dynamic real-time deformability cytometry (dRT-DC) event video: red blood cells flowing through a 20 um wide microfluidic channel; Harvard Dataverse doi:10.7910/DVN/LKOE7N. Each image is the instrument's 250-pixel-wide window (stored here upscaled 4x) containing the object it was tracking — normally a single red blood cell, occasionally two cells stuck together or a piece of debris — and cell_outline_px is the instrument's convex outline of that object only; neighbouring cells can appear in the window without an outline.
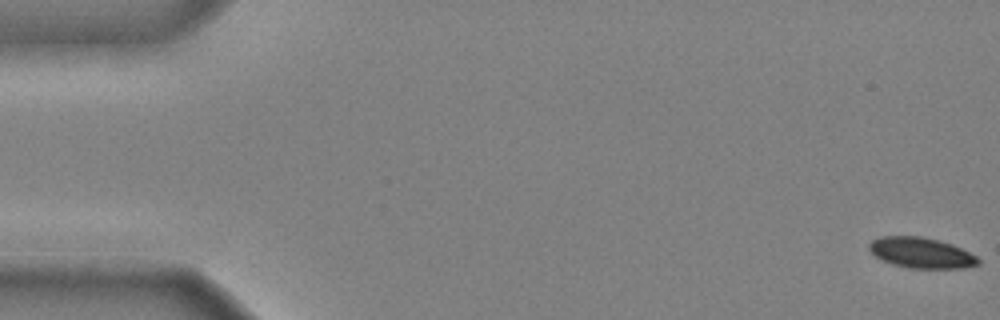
{"species": "common noctule bat (a hibernating species)", "species_latin": "Nyctalus noctula", "temperature_condition": "cold", "stored_images_in_passage": 49, "camera_frame_rate_fps": 3000, "um_per_image_px": 0.085, "animal": {"sex": "male", "body_mass_g": 20.4}, "frame": {"image": 1, "passage_image": 1, "time_ms": 0.0, "image_size_px": [1000, 320], "cell_outline_px": [[980, 264], [964, 268], [908, 268], [892, 264], [876, 256], [868, 248], [868, 244], [872, 240], [880, 236], [920, 236], [952, 244], [976, 256], [980, 260]], "centroid_in_image_um": [78.3, 21.49], "position_along_channel_um": 6.7, "area_um2": 19.31}}
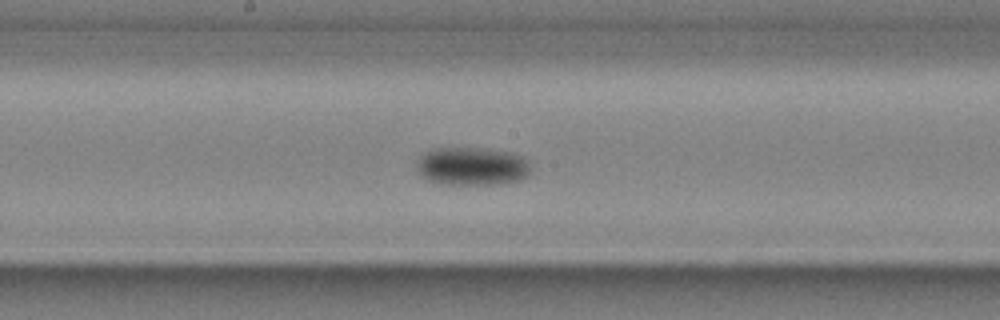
{"frame": {"image": 2, "passage_image": 27, "time_ms": 8.667, "image_size_px": [1000, 320], "cell_outline_px": [[532, 172], [528, 176], [520, 180], [500, 184], [444, 184], [428, 180], [416, 168], [416, 160], [424, 152], [432, 148], [488, 148], [512, 152], [524, 156], [528, 160]], "centroid_in_image_um": [40.17, 14.12], "position_along_channel_um": 208.0, "area_um2": 25.89}}
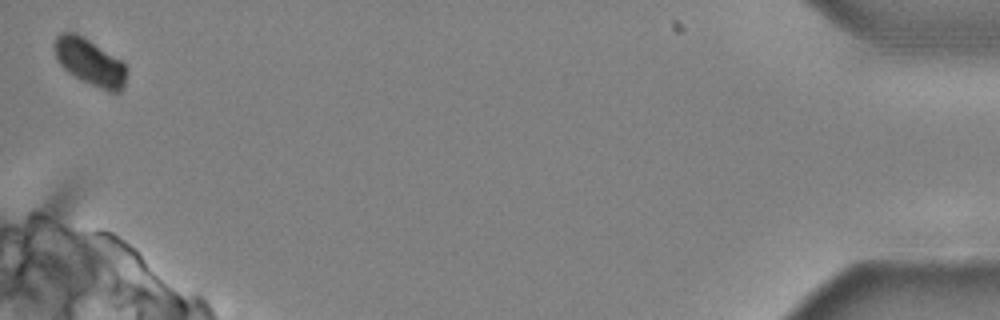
{"frame": {"image": 3, "passage_image": 49, "time_ms": 16.0, "image_size_px": [1000, 320], "cell_outline_px": [[128, 72], [124, 88], [120, 92], [108, 92], [80, 80], [68, 72], [56, 60], [52, 48], [52, 44], [56, 36], [60, 32], [76, 32], [84, 36], [120, 60], [128, 68]], "centroid_in_image_um": [7.62, 5.27], "position_along_channel_um": 427.6, "area_um2": 20.17}, "authors_computed_cell_mechanics": {"area_um2": 22.4264, "velocity_mm_per_s": 3.934, "shape_relaxation_time_tau1_ms": 3.0822, "shape_relaxation_time_tau2_ms": null, "deformation_change_tau1": 0.0822, "deformation_change_tau2": null}}